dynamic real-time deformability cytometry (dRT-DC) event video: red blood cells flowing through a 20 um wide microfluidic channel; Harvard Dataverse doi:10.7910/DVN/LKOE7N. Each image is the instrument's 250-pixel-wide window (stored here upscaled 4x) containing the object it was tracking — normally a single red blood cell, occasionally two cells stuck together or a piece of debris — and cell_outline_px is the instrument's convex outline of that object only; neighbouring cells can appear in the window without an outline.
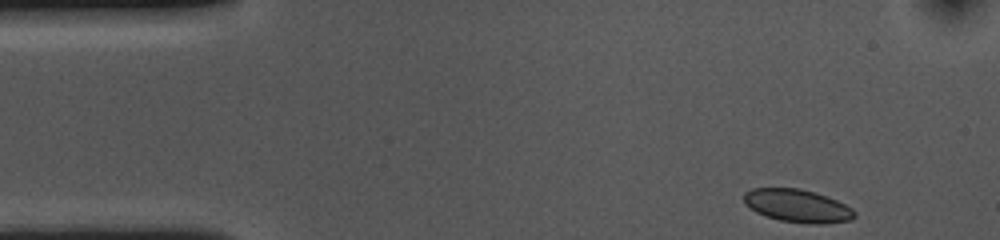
{"species": "common noctule bat (a hibernating species)", "species_latin": "Nyctalus noctula", "temperature_condition": "cold", "stored_images_in_passage": 44, "camera_frame_rate_fps": 3000, "um_per_image_px": 0.085, "animal": {"sex": "female", "body_mass_g": 10.0, "forearm_length_mm": 53.1}, "frame": {"image": 1, "passage_image": 1, "time_ms": 0.0, "image_size_px": [1000, 240], "cell_outline_px": [[856, 216], [852, 220], [820, 224], [816, 224], [780, 220], [756, 212], [744, 204], [744, 192], [752, 188], [800, 188], [816, 192], [836, 200], [852, 208], [856, 212]], "centroid_in_image_um": [67.79, 17.48], "position_along_channel_um": 17.2, "area_um2": 21.21}}
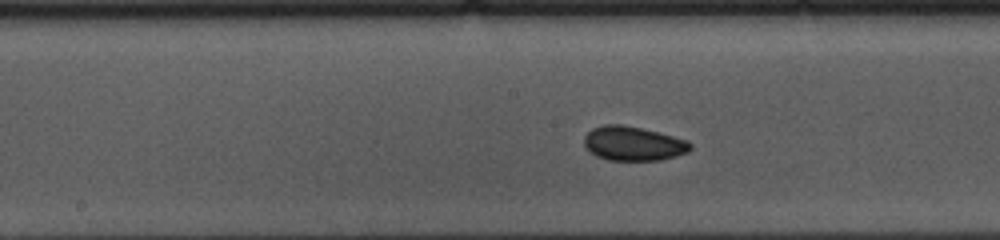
{"frame": {"image": 2, "passage_image": 22, "time_ms": 7.0, "image_size_px": [1000, 240], "cell_outline_px": [[692, 148], [688, 152], [676, 156], [660, 160], [608, 160], [596, 156], [584, 144], [584, 136], [592, 128], [604, 124], [620, 124], [640, 128], [688, 140], [692, 144]], "centroid_in_image_um": [53.83, 12.2], "position_along_channel_um": 194.4, "area_um2": 21.1}}
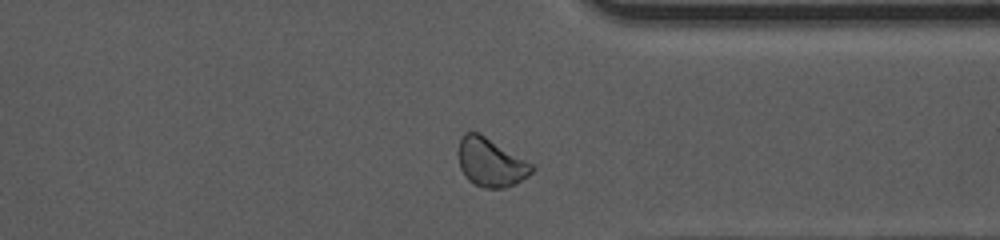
{"frame": {"image": 3, "passage_image": 37, "time_ms": 12.0, "image_size_px": [1000, 240], "cell_outline_px": [[536, 168], [528, 176], [516, 184], [504, 188], [484, 188], [468, 180], [464, 176], [460, 168], [456, 152], [460, 140], [464, 132], [480, 132], [532, 164]], "centroid_in_image_um": [41.68, 13.8], "position_along_channel_um": 369.7, "area_um2": 21.04}, "authors_computed_cell_mechanics": {"area_um2": 21.1259, "velocity_mm_per_s": 3.585, "shape_relaxation_time_tau1_ms": 3.0663, "shape_relaxation_time_tau2_ms": 5.1259, "deformation_change_tau1": 0.0441, "deformation_change_tau2": 0.0706}}